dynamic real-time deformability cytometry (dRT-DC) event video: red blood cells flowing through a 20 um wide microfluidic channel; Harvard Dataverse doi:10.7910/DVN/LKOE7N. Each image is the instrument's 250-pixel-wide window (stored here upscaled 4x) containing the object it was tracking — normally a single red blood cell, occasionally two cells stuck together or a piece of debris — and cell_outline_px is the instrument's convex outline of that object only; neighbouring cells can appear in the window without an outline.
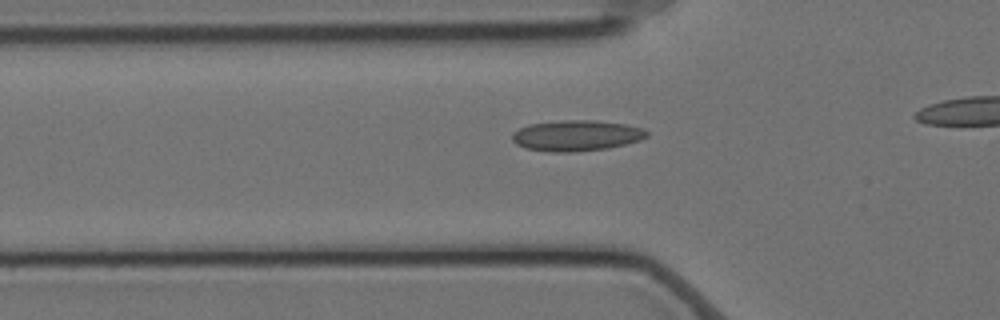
{"species": "Egyptian fruit bat (a non-hibernating species)", "species_latin": "Rousettus aegyptiacus", "temperature_condition": "cold", "stored_images_in_passage": 36, "camera_frame_rate_fps": 3000, "um_per_image_px": 0.085, "animal": {"sex": "female"}, "frame": {"image": 1, "passage_image": 9, "time_ms": 2.667, "image_size_px": [1000, 320], "cell_outline_px": [[648, 136], [640, 140], [608, 148], [572, 152], [548, 152], [524, 148], [516, 144], [512, 140], [512, 132], [528, 124], [560, 120], [596, 120], [624, 124], [644, 128], [648, 132]], "centroid_in_image_um": [48.97, 11.52], "position_along_channel_um": 76.8, "area_um2": 24.33}}
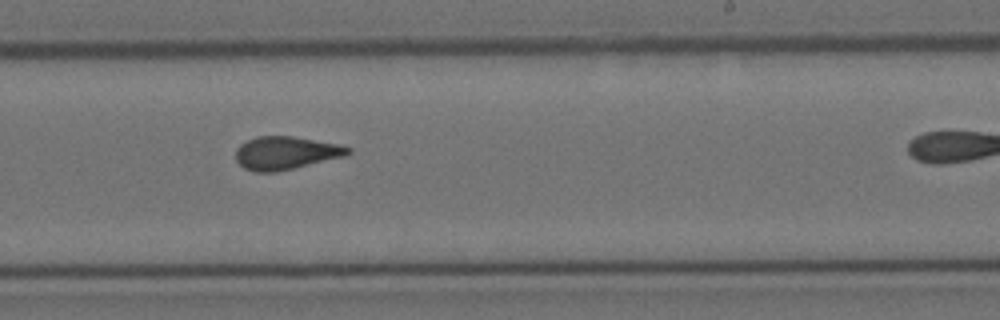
{"frame": {"image": 2, "passage_image": 25, "time_ms": 8.0, "image_size_px": [1000, 320], "cell_outline_px": [[352, 152], [344, 156], [276, 172], [252, 172], [244, 168], [236, 160], [236, 148], [240, 144], [256, 136], [292, 136], [340, 144], [352, 148]], "centroid_in_image_um": [24.28, 13.0], "position_along_channel_um": 264.7, "area_um2": 21.62}}
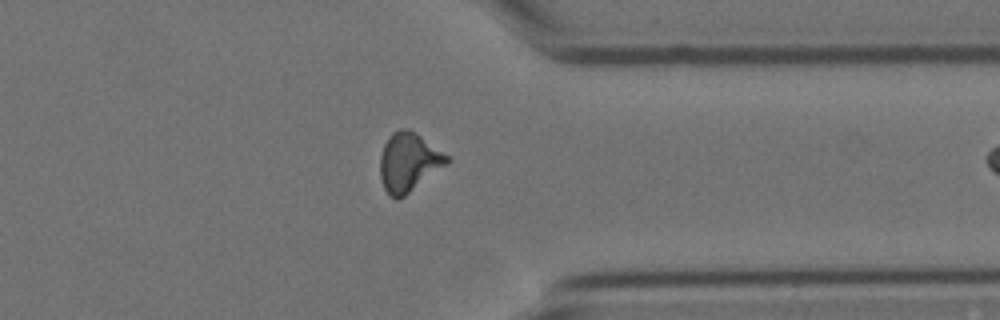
{"frame": {"image": 3, "passage_image": 35, "time_ms": 11.333, "image_size_px": [1000, 320], "cell_outline_px": [[452, 160], [448, 164], [404, 196], [396, 200], [388, 196], [384, 188], [380, 176], [380, 156], [384, 144], [392, 132], [400, 128], [408, 128], [420, 136], [448, 156]], "centroid_in_image_um": [34.72, 13.8], "position_along_channel_um": 376.7, "area_um2": 22.83}}